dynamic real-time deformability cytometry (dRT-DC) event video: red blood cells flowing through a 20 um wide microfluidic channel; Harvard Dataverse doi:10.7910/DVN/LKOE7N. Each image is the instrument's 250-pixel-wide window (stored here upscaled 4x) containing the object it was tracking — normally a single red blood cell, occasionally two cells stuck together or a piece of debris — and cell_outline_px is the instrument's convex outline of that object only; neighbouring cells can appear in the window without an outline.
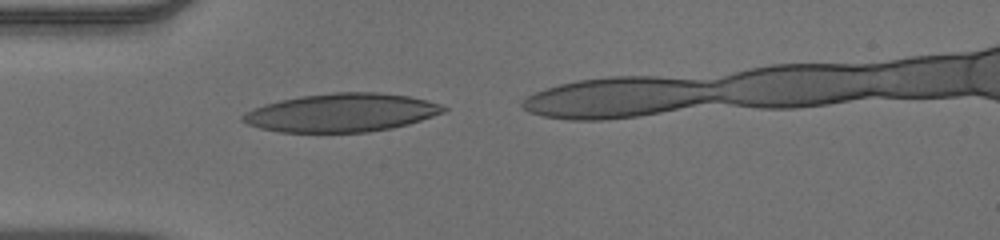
{"species": "human", "species_latin": "Homo sapiens", "temperature_condition": "warm", "stored_images_in_passage": 31, "camera_frame_rate_fps": 3000, "um_per_image_px": 0.085, "donor": {"sex": "male"}, "frame": {"image": 1, "passage_image": 1, "time_ms": 0.0, "image_size_px": [1000, 240], "cell_outline_px": [[448, 108], [444, 112], [408, 124], [392, 128], [368, 132], [280, 132], [260, 128], [248, 124], [240, 120], [240, 116], [244, 112], [252, 108], [264, 104], [280, 100], [300, 96], [336, 92], [380, 92], [408, 96], [428, 100], [440, 104]], "centroid_in_image_um": [29.0, 9.57], "position_along_channel_um": 56.0, "area_um2": 45.03}}
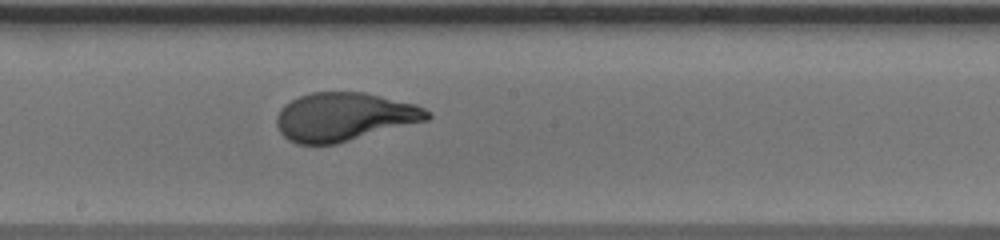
{"frame": {"image": 2, "passage_image": 14, "time_ms": 4.333, "image_size_px": [1000, 240], "cell_outline_px": [[432, 116], [428, 120], [336, 144], [296, 144], [288, 140], [280, 132], [276, 124], [276, 116], [280, 108], [284, 104], [300, 96], [312, 92], [364, 92], [416, 104], [432, 112]], "centroid_in_image_um": [29.26, 9.93], "position_along_channel_um": 218.9, "area_um2": 42.66}}
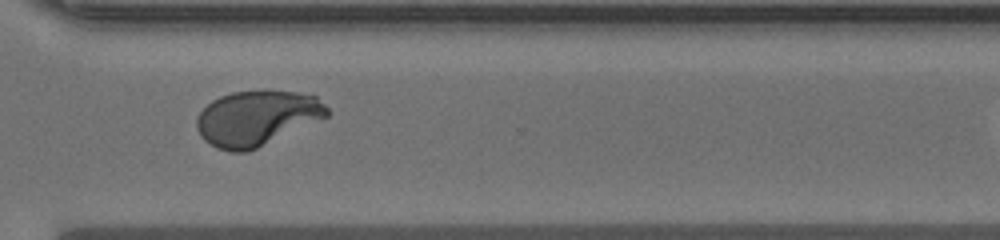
{"frame": {"image": 3, "passage_image": 24, "time_ms": 7.667, "image_size_px": [1000, 240], "cell_outline_px": [[328, 116], [248, 152], [228, 152], [216, 148], [204, 140], [200, 136], [196, 124], [196, 120], [200, 112], [212, 100], [220, 96], [232, 92], [296, 92], [316, 96], [328, 108]], "centroid_in_image_um": [21.8, 10.07], "position_along_channel_um": 348.8, "area_um2": 41.33}, "authors_computed_cell_mechanics": {"area_um2": 42.5986, "velocity_mm_per_s": 3.903, "shape_relaxation_time_tau1_ms": 6.2348, "shape_relaxation_time_tau2_ms": null, "deformation_change_tau1": 0.3136, "deformation_change_tau2": null}}